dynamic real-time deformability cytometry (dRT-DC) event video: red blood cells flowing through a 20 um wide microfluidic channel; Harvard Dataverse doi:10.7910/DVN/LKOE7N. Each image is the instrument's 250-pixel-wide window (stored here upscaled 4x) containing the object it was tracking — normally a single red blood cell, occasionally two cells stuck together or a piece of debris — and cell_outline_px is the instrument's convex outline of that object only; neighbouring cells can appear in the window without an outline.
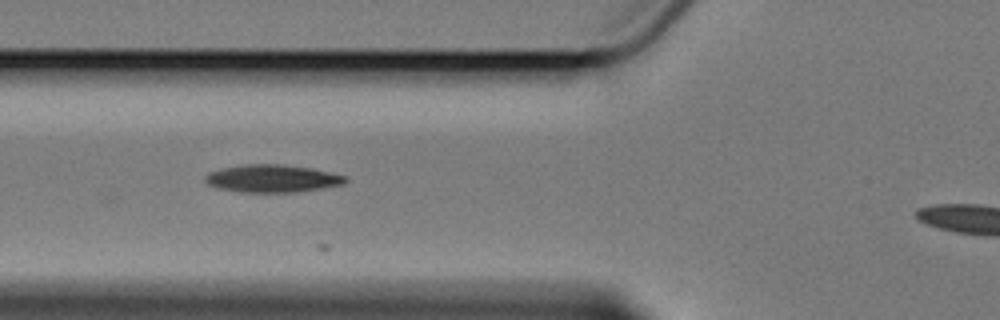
{"species": "Egyptian fruit bat (a non-hibernating species)", "species_latin": "Rousettus aegyptiacus", "temperature_condition": "cold", "stored_images_in_passage": 6, "segment_of_instrument_passage": [1, 2], "camera_frame_rate_fps": 3000, "um_per_image_px": 0.085, "animal": {"sex": "female"}, "frame": {"image": 1, "passage_image": 2, "time_ms": 1.333, "image_size_px": [1000, 320], "cell_outline_px": [[348, 180], [344, 184], [296, 192], [240, 192], [216, 188], [208, 184], [204, 180], [204, 176], [208, 172], [224, 168], [248, 164], [284, 164], [312, 168], [348, 176]], "centroid_in_image_um": [23.15, 15.17], "position_along_channel_um": 102.7, "area_um2": 22.66}}
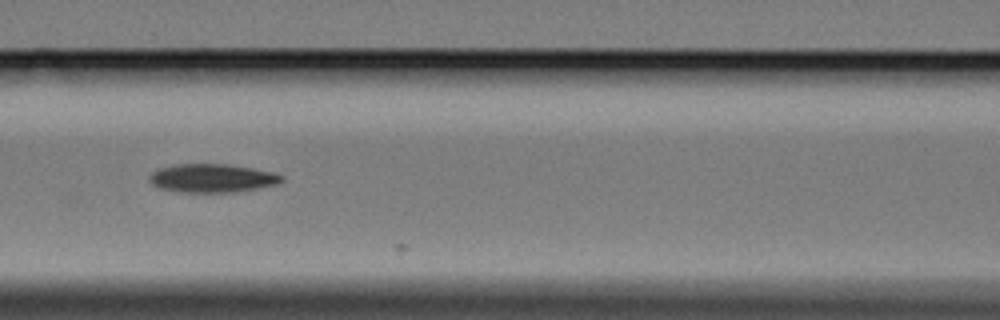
{"frame": {"image": 2, "passage_image": 3, "time_ms": 2.667, "image_size_px": [1000, 320], "cell_outline_px": [[284, 180], [276, 184], [236, 192], [180, 192], [160, 188], [152, 184], [152, 172], [160, 168], [176, 164], [228, 164], [276, 172], [284, 176]], "centroid_in_image_um": [18.09, 15.14], "position_along_channel_um": 148.5, "area_um2": 21.79}}
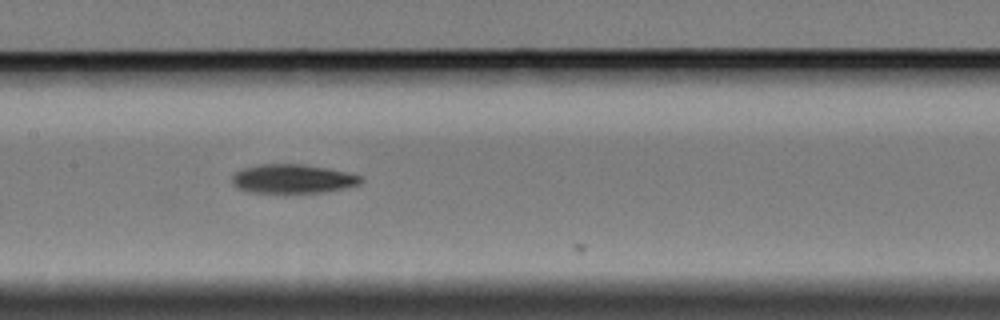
{"frame": {"image": 3, "passage_image": 4, "time_ms": 3.667, "image_size_px": [1000, 320], "cell_outline_px": [[364, 180], [360, 184], [328, 192], [284, 196], [252, 192], [236, 188], [232, 184], [232, 176], [236, 172], [244, 168], [260, 164], [304, 164], [344, 172], [360, 176]], "centroid_in_image_um": [24.84, 15.26], "position_along_channel_um": 182.6, "area_um2": 22.6}}